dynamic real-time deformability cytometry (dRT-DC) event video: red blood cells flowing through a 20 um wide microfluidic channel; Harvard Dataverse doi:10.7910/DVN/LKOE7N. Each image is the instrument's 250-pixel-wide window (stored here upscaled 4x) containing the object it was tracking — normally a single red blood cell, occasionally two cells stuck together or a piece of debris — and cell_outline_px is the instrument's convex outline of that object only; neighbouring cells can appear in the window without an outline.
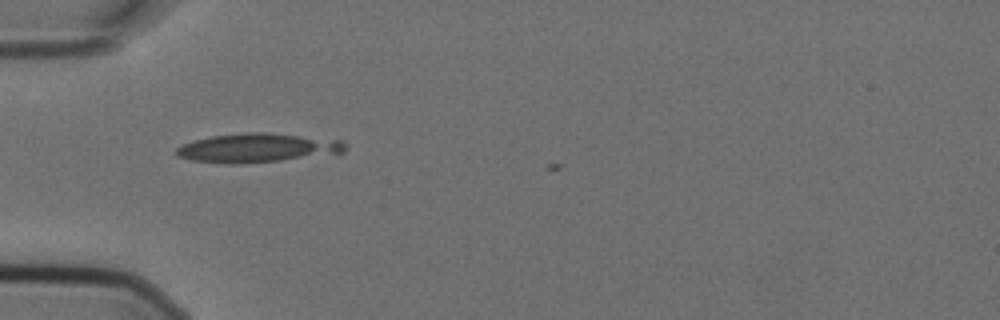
{"species": "Egyptian fruit bat (a non-hibernating species)", "species_latin": "Rousettus aegyptiacus", "temperature_condition": "cold", "stored_images_in_passage": 4, "camera_frame_rate_fps": 3000, "um_per_image_px": 0.085, "animal": {"sex": "female"}, "frame": {"image": 1, "passage_image": 3, "time_ms": 0.667, "image_size_px": [1000, 320], "cell_outline_px": [[348, 148], [340, 156], [240, 164], [224, 164], [192, 160], [176, 156], [176, 148], [184, 144], [196, 140], [212, 136], [248, 132], [268, 132], [344, 140], [348, 144]], "centroid_in_image_um": [22.09, 12.59], "position_along_channel_um": 62.9, "area_um2": 29.65}}